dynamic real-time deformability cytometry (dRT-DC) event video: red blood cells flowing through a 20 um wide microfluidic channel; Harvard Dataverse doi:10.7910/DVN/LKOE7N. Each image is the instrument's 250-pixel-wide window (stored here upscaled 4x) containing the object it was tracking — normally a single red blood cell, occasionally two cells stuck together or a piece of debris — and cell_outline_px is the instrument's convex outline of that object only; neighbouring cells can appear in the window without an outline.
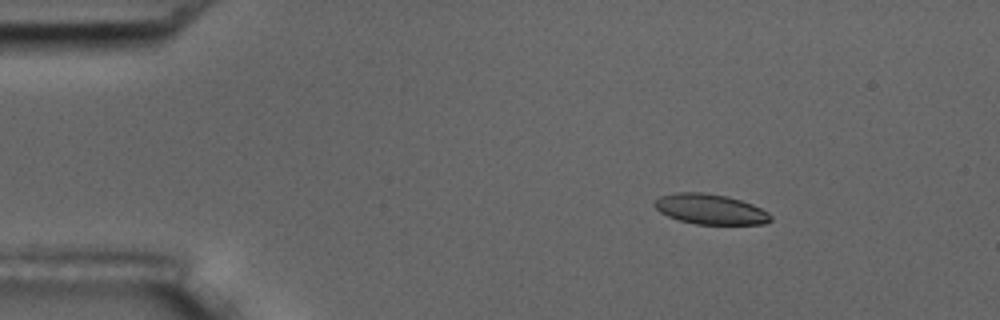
{"species": "common noctule bat (a hibernating species)", "species_latin": "Nyctalus noctula", "temperature_condition": "room temperature", "stored_images_in_passage": 4, "camera_frame_rate_fps": 3000, "um_per_image_px": 0.085, "animal": {"sex": "male", "body_mass_g": 17.5, "forearm_length_mm": 52.3}, "frame": {"image": 1, "passage_image": 1, "time_ms": 0.0, "image_size_px": [1000, 320], "cell_outline_px": [[772, 220], [764, 224], [696, 224], [680, 220], [668, 216], [660, 212], [652, 204], [660, 196], [676, 192], [704, 192], [728, 196], [752, 204], [768, 212], [772, 216]], "centroid_in_image_um": [60.38, 17.77], "position_along_channel_um": 24.6, "area_um2": 20.46}}
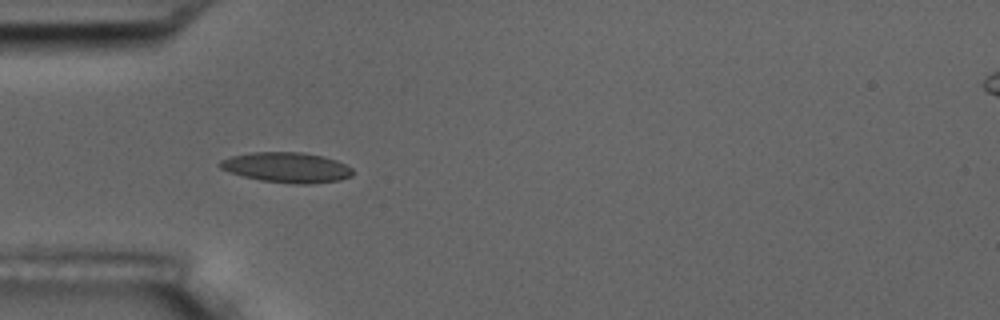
{"frame": {"image": 2, "passage_image": 3, "time_ms": 3.0, "image_size_px": [1000, 320], "cell_outline_px": [[352, 176], [340, 180], [312, 184], [292, 184], [260, 180], [228, 172], [220, 168], [216, 164], [220, 160], [232, 156], [252, 152], [300, 152], [324, 156], [336, 160], [352, 168]], "centroid_in_image_um": [24.36, 14.24], "position_along_channel_um": 60.6, "area_um2": 23.52}}